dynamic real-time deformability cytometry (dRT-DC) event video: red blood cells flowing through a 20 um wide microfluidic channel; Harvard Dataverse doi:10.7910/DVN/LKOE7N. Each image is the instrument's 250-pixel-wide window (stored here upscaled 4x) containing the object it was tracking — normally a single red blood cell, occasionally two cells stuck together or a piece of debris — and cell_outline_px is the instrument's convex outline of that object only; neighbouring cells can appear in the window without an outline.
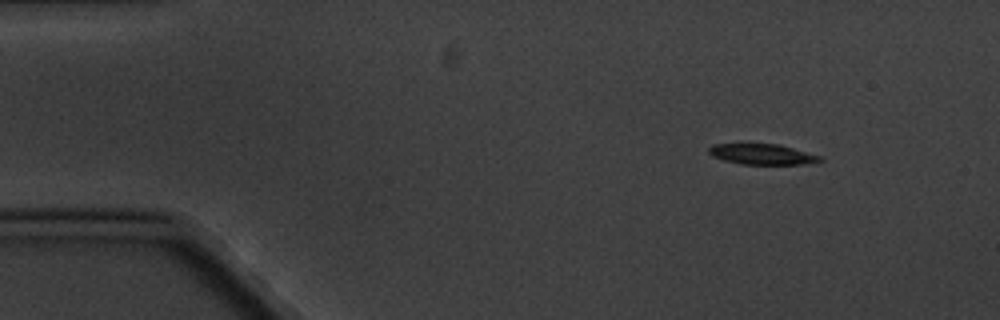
{"species": "common noctule bat (a hibernating species)", "species_latin": "Nyctalus noctula", "temperature_condition": "cold", "stored_images_in_passage": 4, "segment_of_instrument_passage": [1, 2], "camera_frame_rate_fps": 3000, "um_per_image_px": 0.085, "animal": {"sex": "male", "body_mass_g": 20.1, "forearm_length_mm": 53.5}, "frame": {"image": 1, "passage_image": 1, "time_ms": 0.0, "image_size_px": [1000, 320], "cell_outline_px": [[824, 160], [804, 164], [740, 164], [724, 160], [712, 156], [708, 152], [708, 148], [712, 144], [776, 144], [792, 148], [820, 156]], "centroid_in_image_um": [64.74, 13.11], "position_along_channel_um": 20.3, "area_um2": 13.12}}